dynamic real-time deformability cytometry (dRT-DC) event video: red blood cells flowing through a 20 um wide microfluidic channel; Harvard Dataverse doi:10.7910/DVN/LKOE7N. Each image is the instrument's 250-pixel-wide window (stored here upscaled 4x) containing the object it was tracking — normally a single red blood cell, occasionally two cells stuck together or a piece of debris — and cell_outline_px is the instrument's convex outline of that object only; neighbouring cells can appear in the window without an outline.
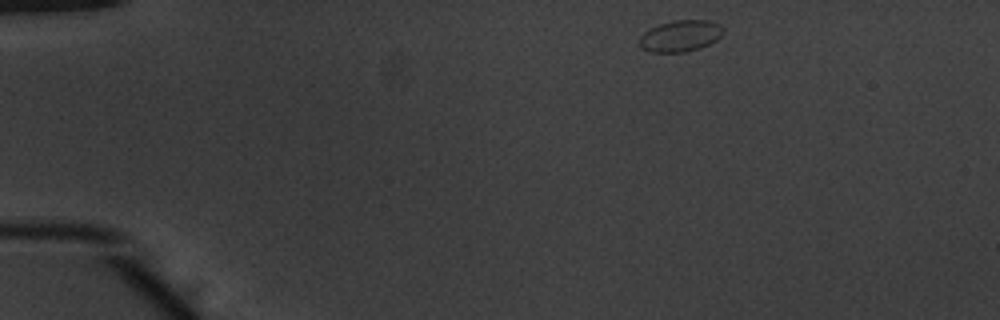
{"species": "common noctule bat (a hibernating species)", "species_latin": "Nyctalus noctula", "temperature_condition": "warm", "stored_images_in_passage": 45, "camera_frame_rate_fps": 3000, "um_per_image_px": 0.085, "animal": {"sex": "male", "body_mass_g": 20.1, "forearm_length_mm": 53.5}, "frame": {"image": 1, "passage_image": 1, "time_ms": 0.0, "image_size_px": [1000, 320], "cell_outline_px": [[724, 32], [716, 40], [700, 48], [684, 52], [648, 52], [640, 48], [640, 36], [648, 28], [672, 20], [708, 20], [720, 24], [724, 28]], "centroid_in_image_um": [57.82, 3.05], "position_along_channel_um": 27.2, "area_um2": 15.49}}
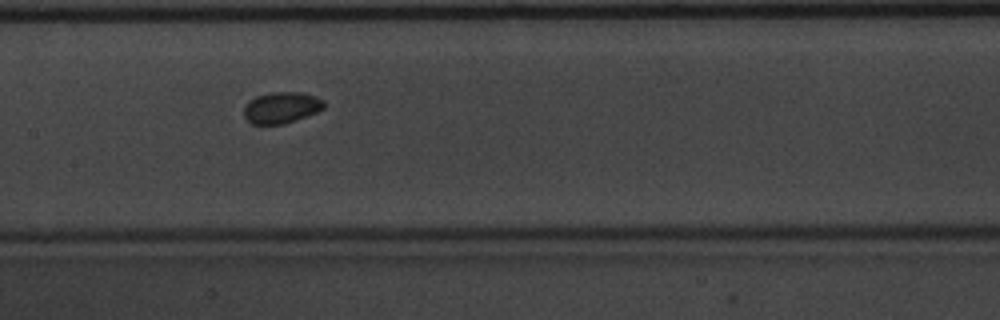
{"frame": {"image": 2, "passage_image": 19, "time_ms": 6.0, "image_size_px": [1000, 320], "cell_outline_px": [[324, 108], [316, 112], [284, 124], [252, 124], [244, 116], [244, 108], [248, 100], [256, 96], [272, 92], [304, 92], [324, 100]], "centroid_in_image_um": [23.91, 9.13], "position_along_channel_um": 183.5, "area_um2": 14.57}}
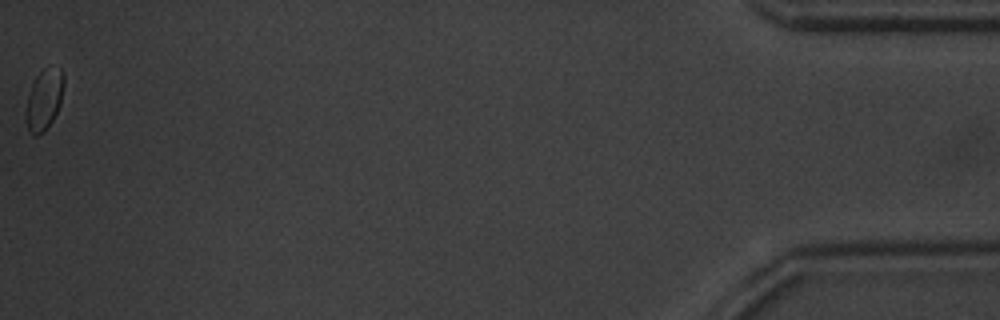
{"frame": {"image": 3, "passage_image": 45, "time_ms": 14.667, "image_size_px": [1000, 320], "cell_outline_px": [[64, 84], [60, 104], [52, 120], [44, 132], [36, 136], [32, 136], [28, 132], [28, 96], [32, 84], [36, 76], [44, 68], [60, 68], [64, 72]], "centroid_in_image_um": [3.79, 8.45], "position_along_channel_um": 431.4, "area_um2": 13.06}, "authors_computed_cell_mechanics": {"area_um2": 13.9298, "velocity_mm_per_s": 3.8882, "shape_relaxation_time_tau1_ms": 2.8069, "shape_relaxation_time_tau2_ms": null, "deformation_change_tau1": 0.0627, "deformation_change_tau2": null}}